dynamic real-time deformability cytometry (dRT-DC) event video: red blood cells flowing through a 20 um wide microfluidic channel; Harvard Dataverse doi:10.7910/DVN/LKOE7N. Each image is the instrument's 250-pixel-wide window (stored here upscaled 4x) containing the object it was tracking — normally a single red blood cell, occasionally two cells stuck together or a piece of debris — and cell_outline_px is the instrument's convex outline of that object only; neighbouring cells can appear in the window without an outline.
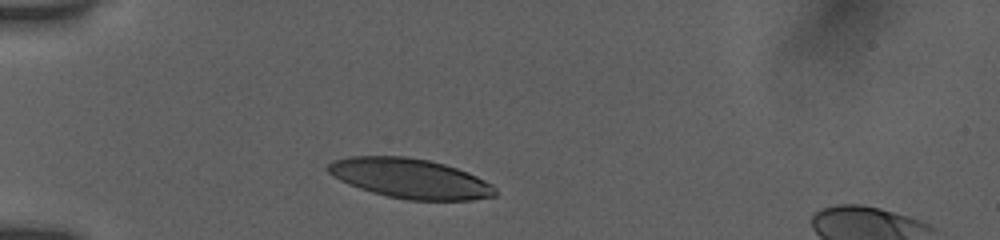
{"species": "human", "species_latin": "Homo sapiens", "temperature_condition": "room temperature", "stored_images_in_passage": 55, "camera_frame_rate_fps": 3000, "um_per_image_px": 0.085, "donor": {"sex": "female"}, "frame": {"image": 1, "passage_image": 1, "time_ms": 0.0, "image_size_px": [1000, 240], "cell_outline_px": [[496, 196], [472, 200], [404, 200], [372, 192], [348, 184], [332, 176], [328, 172], [328, 164], [332, 160], [352, 156], [404, 156], [428, 160], [444, 164], [468, 172], [492, 184], [496, 188]], "centroid_in_image_um": [34.86, 15.17], "position_along_channel_um": 50.1, "area_um2": 38.73}}
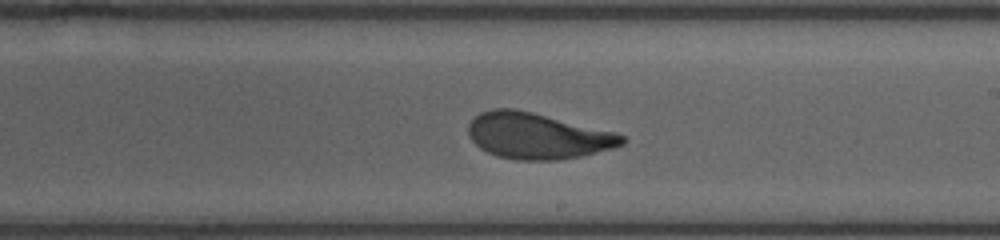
{"frame": {"image": 2, "passage_image": 30, "time_ms": 5.667, "image_size_px": [1000, 240], "cell_outline_px": [[624, 144], [612, 148], [580, 156], [560, 160], [516, 160], [496, 156], [480, 148], [468, 136], [468, 124], [480, 112], [492, 108], [512, 108], [532, 112], [616, 132], [624, 136]], "centroid_in_image_um": [45.65, 11.55], "position_along_channel_um": 243.3, "area_um2": 41.15}}
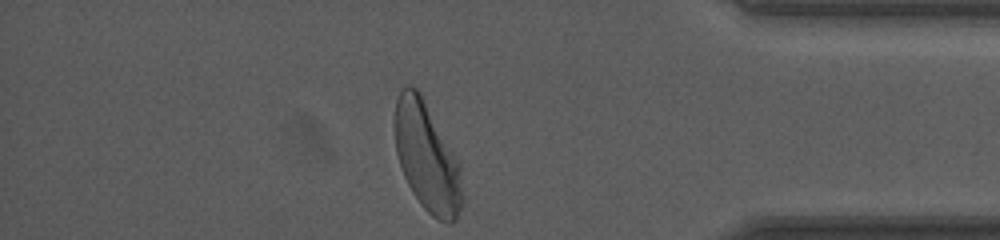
{"frame": {"image": 3, "passage_image": 54, "time_ms": 10.333, "image_size_px": [1000, 240], "cell_outline_px": [[464, 196], [456, 220], [452, 224], [448, 224], [436, 220], [420, 204], [412, 192], [404, 176], [396, 152], [392, 124], [392, 120], [396, 100], [400, 88], [404, 84], [408, 84], [416, 88], [420, 92], [460, 160]], "centroid_in_image_um": [36.29, 13.32], "position_along_channel_um": 398.9, "area_um2": 44.27}, "authors_computed_cell_mechanics": {"area_um2": 41.4426, "velocity_mm_per_s": 3.8514, "shape_relaxation_time_tau1_ms": 3.9855, "shape_relaxation_time_tau2_ms": 0.8392, "deformation_change_tau1": 0.1679, "deformation_change_tau2": 0.0712}}